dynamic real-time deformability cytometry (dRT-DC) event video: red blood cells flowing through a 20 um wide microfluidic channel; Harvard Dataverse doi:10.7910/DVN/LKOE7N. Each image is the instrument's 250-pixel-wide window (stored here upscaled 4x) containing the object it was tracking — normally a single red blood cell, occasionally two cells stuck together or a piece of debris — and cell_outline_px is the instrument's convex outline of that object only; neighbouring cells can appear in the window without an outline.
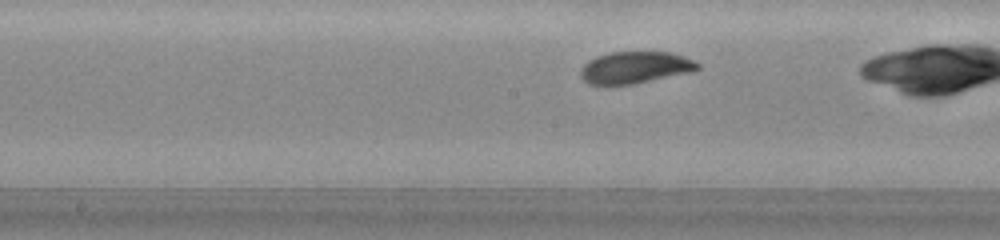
{"species": "common noctule bat (a hibernating species)", "species_latin": "Nyctalus noctula", "temperature_condition": "warm", "stored_images_in_passage": 24, "camera_frame_rate_fps": 3000, "um_per_image_px": 0.085, "animal": {"sex": "male", "body_mass_g": 20.0, "forearm_length_mm": 53.3}, "frame": {"image": 1, "passage_image": 11, "time_ms": 3.333, "image_size_px": [1000, 240], "cell_outline_px": [[700, 68], [688, 72], [632, 84], [588, 84], [580, 76], [580, 68], [588, 60], [596, 56], [608, 52], [668, 52], [684, 56], [700, 64]], "centroid_in_image_um": [53.93, 5.72], "position_along_channel_um": 194.3, "area_um2": 21.5}}
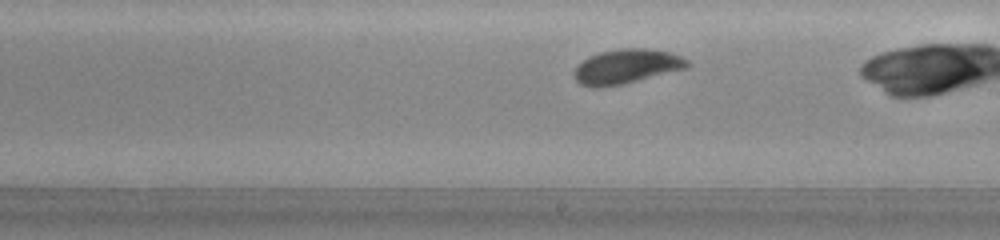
{"frame": {"image": 2, "passage_image": 14, "time_ms": 4.333, "image_size_px": [1000, 240], "cell_outline_px": [[688, 68], [624, 84], [596, 88], [592, 88], [580, 84], [572, 76], [572, 72], [588, 56], [600, 52], [620, 48], [648, 48], [668, 52], [680, 56], [688, 60]], "centroid_in_image_um": [53.23, 5.66], "position_along_channel_um": 235.8, "area_um2": 22.89}}